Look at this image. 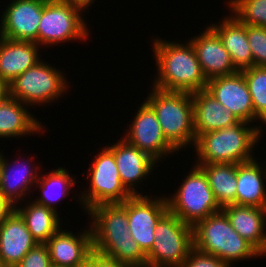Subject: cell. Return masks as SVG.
I'll list each match as a JSON object with an SVG mask.
<instances>
[{
    "label": "cell",
    "instance_id": "6da1fadb",
    "mask_svg": "<svg viewBox=\"0 0 266 267\" xmlns=\"http://www.w3.org/2000/svg\"><path fill=\"white\" fill-rule=\"evenodd\" d=\"M86 213L94 251L127 267H147V255L128 229L127 200L97 205Z\"/></svg>",
    "mask_w": 266,
    "mask_h": 267
},
{
    "label": "cell",
    "instance_id": "7a4b0ae2",
    "mask_svg": "<svg viewBox=\"0 0 266 267\" xmlns=\"http://www.w3.org/2000/svg\"><path fill=\"white\" fill-rule=\"evenodd\" d=\"M153 38L151 46L157 72L151 81L152 87L163 91L189 93L206 88L208 80L189 40L183 44L181 41L163 40L157 36Z\"/></svg>",
    "mask_w": 266,
    "mask_h": 267
},
{
    "label": "cell",
    "instance_id": "3957f363",
    "mask_svg": "<svg viewBox=\"0 0 266 267\" xmlns=\"http://www.w3.org/2000/svg\"><path fill=\"white\" fill-rule=\"evenodd\" d=\"M251 125L240 121L231 127L200 134L192 150L197 156L193 164H239L255 159L253 151L263 139L265 129Z\"/></svg>",
    "mask_w": 266,
    "mask_h": 267
},
{
    "label": "cell",
    "instance_id": "277c9868",
    "mask_svg": "<svg viewBox=\"0 0 266 267\" xmlns=\"http://www.w3.org/2000/svg\"><path fill=\"white\" fill-rule=\"evenodd\" d=\"M145 102L156 113L165 138L179 151L196 142L191 93L163 91L150 86Z\"/></svg>",
    "mask_w": 266,
    "mask_h": 267
},
{
    "label": "cell",
    "instance_id": "5b68a950",
    "mask_svg": "<svg viewBox=\"0 0 266 267\" xmlns=\"http://www.w3.org/2000/svg\"><path fill=\"white\" fill-rule=\"evenodd\" d=\"M193 247L203 253L217 256L230 267L241 260L263 257L233 229L222 210L193 226Z\"/></svg>",
    "mask_w": 266,
    "mask_h": 267
},
{
    "label": "cell",
    "instance_id": "8992f818",
    "mask_svg": "<svg viewBox=\"0 0 266 267\" xmlns=\"http://www.w3.org/2000/svg\"><path fill=\"white\" fill-rule=\"evenodd\" d=\"M61 71L42 59L9 83V96L30 107L52 105L70 87L66 73Z\"/></svg>",
    "mask_w": 266,
    "mask_h": 267
},
{
    "label": "cell",
    "instance_id": "52a82bcc",
    "mask_svg": "<svg viewBox=\"0 0 266 267\" xmlns=\"http://www.w3.org/2000/svg\"><path fill=\"white\" fill-rule=\"evenodd\" d=\"M176 189L175 194L166 196L168 211L192 227L222 209L209 186L207 176L198 165L192 166Z\"/></svg>",
    "mask_w": 266,
    "mask_h": 267
},
{
    "label": "cell",
    "instance_id": "ba28073f",
    "mask_svg": "<svg viewBox=\"0 0 266 267\" xmlns=\"http://www.w3.org/2000/svg\"><path fill=\"white\" fill-rule=\"evenodd\" d=\"M91 166V167H90ZM88 168V188L80 191L79 204L86 212L101 204L123 203L132 195L122 185L113 152L105 145Z\"/></svg>",
    "mask_w": 266,
    "mask_h": 267
},
{
    "label": "cell",
    "instance_id": "9c48e42d",
    "mask_svg": "<svg viewBox=\"0 0 266 267\" xmlns=\"http://www.w3.org/2000/svg\"><path fill=\"white\" fill-rule=\"evenodd\" d=\"M83 14L81 9L64 0H46L38 26L37 44L48 48L63 42L87 41L91 34Z\"/></svg>",
    "mask_w": 266,
    "mask_h": 267
},
{
    "label": "cell",
    "instance_id": "30bf717a",
    "mask_svg": "<svg viewBox=\"0 0 266 267\" xmlns=\"http://www.w3.org/2000/svg\"><path fill=\"white\" fill-rule=\"evenodd\" d=\"M147 267H181L193 248V227L169 211L155 227Z\"/></svg>",
    "mask_w": 266,
    "mask_h": 267
},
{
    "label": "cell",
    "instance_id": "8fae6325",
    "mask_svg": "<svg viewBox=\"0 0 266 267\" xmlns=\"http://www.w3.org/2000/svg\"><path fill=\"white\" fill-rule=\"evenodd\" d=\"M140 104L122 138L147 153L157 163L164 162L161 159L179 151L165 138L153 109L145 101Z\"/></svg>",
    "mask_w": 266,
    "mask_h": 267
},
{
    "label": "cell",
    "instance_id": "7c38bea8",
    "mask_svg": "<svg viewBox=\"0 0 266 267\" xmlns=\"http://www.w3.org/2000/svg\"><path fill=\"white\" fill-rule=\"evenodd\" d=\"M168 212L165 195H135L127 199L128 229L141 250L147 254L154 243L155 227Z\"/></svg>",
    "mask_w": 266,
    "mask_h": 267
},
{
    "label": "cell",
    "instance_id": "4fadbf2b",
    "mask_svg": "<svg viewBox=\"0 0 266 267\" xmlns=\"http://www.w3.org/2000/svg\"><path fill=\"white\" fill-rule=\"evenodd\" d=\"M0 18V37L37 44L38 26L46 0H9Z\"/></svg>",
    "mask_w": 266,
    "mask_h": 267
},
{
    "label": "cell",
    "instance_id": "5bb4252c",
    "mask_svg": "<svg viewBox=\"0 0 266 267\" xmlns=\"http://www.w3.org/2000/svg\"><path fill=\"white\" fill-rule=\"evenodd\" d=\"M205 90L230 109L239 121L258 124V120L263 123L254 113L252 98L241 71L209 79Z\"/></svg>",
    "mask_w": 266,
    "mask_h": 267
},
{
    "label": "cell",
    "instance_id": "9a60e30c",
    "mask_svg": "<svg viewBox=\"0 0 266 267\" xmlns=\"http://www.w3.org/2000/svg\"><path fill=\"white\" fill-rule=\"evenodd\" d=\"M106 146L114 154L116 166L125 189L132 196L143 195V192H139L138 187L142 182H146V179H150L149 177L158 167V163L147 153L127 143L122 136L113 145ZM137 188L138 190H136Z\"/></svg>",
    "mask_w": 266,
    "mask_h": 267
},
{
    "label": "cell",
    "instance_id": "2e32d148",
    "mask_svg": "<svg viewBox=\"0 0 266 267\" xmlns=\"http://www.w3.org/2000/svg\"><path fill=\"white\" fill-rule=\"evenodd\" d=\"M88 227V228H87ZM81 232L63 230L62 227L45 243L54 266L84 267L93 251L92 232L88 225Z\"/></svg>",
    "mask_w": 266,
    "mask_h": 267
},
{
    "label": "cell",
    "instance_id": "e0dca14e",
    "mask_svg": "<svg viewBox=\"0 0 266 267\" xmlns=\"http://www.w3.org/2000/svg\"><path fill=\"white\" fill-rule=\"evenodd\" d=\"M20 158L22 157L18 155L16 160L11 163L4 155L0 173V194L14 206H17L18 202H24L26 200L24 198L28 196L31 198L29 193H33L31 189L34 188V184L37 183L42 172L41 167H33L31 164L32 161H35L31 160L35 159V156H31L30 159L29 157L27 159Z\"/></svg>",
    "mask_w": 266,
    "mask_h": 267
},
{
    "label": "cell",
    "instance_id": "ac0fdd59",
    "mask_svg": "<svg viewBox=\"0 0 266 267\" xmlns=\"http://www.w3.org/2000/svg\"><path fill=\"white\" fill-rule=\"evenodd\" d=\"M205 30L199 35L188 39L196 52L197 59L207 80L231 75L238 70L232 63L228 50L217 33L210 27L205 26Z\"/></svg>",
    "mask_w": 266,
    "mask_h": 267
},
{
    "label": "cell",
    "instance_id": "d6986e66",
    "mask_svg": "<svg viewBox=\"0 0 266 267\" xmlns=\"http://www.w3.org/2000/svg\"><path fill=\"white\" fill-rule=\"evenodd\" d=\"M37 244L23 217L14 209L0 226V264L15 267Z\"/></svg>",
    "mask_w": 266,
    "mask_h": 267
},
{
    "label": "cell",
    "instance_id": "ffe728a7",
    "mask_svg": "<svg viewBox=\"0 0 266 267\" xmlns=\"http://www.w3.org/2000/svg\"><path fill=\"white\" fill-rule=\"evenodd\" d=\"M233 229L262 256H266V208L232 204L221 209Z\"/></svg>",
    "mask_w": 266,
    "mask_h": 267
},
{
    "label": "cell",
    "instance_id": "44dd1931",
    "mask_svg": "<svg viewBox=\"0 0 266 267\" xmlns=\"http://www.w3.org/2000/svg\"><path fill=\"white\" fill-rule=\"evenodd\" d=\"M28 107V108H27ZM30 106L12 97L0 102V139L31 136L35 133H46L47 129L30 113ZM46 131V132H45Z\"/></svg>",
    "mask_w": 266,
    "mask_h": 267
},
{
    "label": "cell",
    "instance_id": "7402d4cb",
    "mask_svg": "<svg viewBox=\"0 0 266 267\" xmlns=\"http://www.w3.org/2000/svg\"><path fill=\"white\" fill-rule=\"evenodd\" d=\"M40 46L31 41L0 37V78L8 84L41 61Z\"/></svg>",
    "mask_w": 266,
    "mask_h": 267
},
{
    "label": "cell",
    "instance_id": "603a6c76",
    "mask_svg": "<svg viewBox=\"0 0 266 267\" xmlns=\"http://www.w3.org/2000/svg\"><path fill=\"white\" fill-rule=\"evenodd\" d=\"M191 96L196 138L200 134L231 127L240 122L230 109L224 107L205 89L192 92Z\"/></svg>",
    "mask_w": 266,
    "mask_h": 267
},
{
    "label": "cell",
    "instance_id": "cb8c5ba5",
    "mask_svg": "<svg viewBox=\"0 0 266 267\" xmlns=\"http://www.w3.org/2000/svg\"><path fill=\"white\" fill-rule=\"evenodd\" d=\"M209 26L221 39L238 71L253 66V55L246 36V25L243 22L230 13L229 16L225 15L221 22L211 23Z\"/></svg>",
    "mask_w": 266,
    "mask_h": 267
},
{
    "label": "cell",
    "instance_id": "d4e9b609",
    "mask_svg": "<svg viewBox=\"0 0 266 267\" xmlns=\"http://www.w3.org/2000/svg\"><path fill=\"white\" fill-rule=\"evenodd\" d=\"M264 165L257 158L237 164L236 204L266 208V168Z\"/></svg>",
    "mask_w": 266,
    "mask_h": 267
},
{
    "label": "cell",
    "instance_id": "484cf974",
    "mask_svg": "<svg viewBox=\"0 0 266 267\" xmlns=\"http://www.w3.org/2000/svg\"><path fill=\"white\" fill-rule=\"evenodd\" d=\"M70 171L63 167H58L50 172L40 174L35 190L40 189L39 196L32 199L35 203L57 211V204L62 199H67L70 196V191L76 185V178L69 174ZM38 187V188H37ZM41 194V195H40ZM68 196V197H67ZM57 203V204H56Z\"/></svg>",
    "mask_w": 266,
    "mask_h": 267
},
{
    "label": "cell",
    "instance_id": "4316f807",
    "mask_svg": "<svg viewBox=\"0 0 266 267\" xmlns=\"http://www.w3.org/2000/svg\"><path fill=\"white\" fill-rule=\"evenodd\" d=\"M28 201L26 200L24 206L22 202L18 203L17 205L20 206H15V209L23 217L32 237L39 244H45L64 225L63 222H60L63 218H60L59 214L52 209L30 199Z\"/></svg>",
    "mask_w": 266,
    "mask_h": 267
},
{
    "label": "cell",
    "instance_id": "83f0119b",
    "mask_svg": "<svg viewBox=\"0 0 266 267\" xmlns=\"http://www.w3.org/2000/svg\"><path fill=\"white\" fill-rule=\"evenodd\" d=\"M205 173L215 199L222 208L236 204L237 164H195Z\"/></svg>",
    "mask_w": 266,
    "mask_h": 267
},
{
    "label": "cell",
    "instance_id": "f1b7e54d",
    "mask_svg": "<svg viewBox=\"0 0 266 267\" xmlns=\"http://www.w3.org/2000/svg\"><path fill=\"white\" fill-rule=\"evenodd\" d=\"M241 72L252 98L254 113L266 125V66H252Z\"/></svg>",
    "mask_w": 266,
    "mask_h": 267
},
{
    "label": "cell",
    "instance_id": "f546056e",
    "mask_svg": "<svg viewBox=\"0 0 266 267\" xmlns=\"http://www.w3.org/2000/svg\"><path fill=\"white\" fill-rule=\"evenodd\" d=\"M230 12L245 25L266 27V0H227Z\"/></svg>",
    "mask_w": 266,
    "mask_h": 267
},
{
    "label": "cell",
    "instance_id": "4dcf8cb0",
    "mask_svg": "<svg viewBox=\"0 0 266 267\" xmlns=\"http://www.w3.org/2000/svg\"><path fill=\"white\" fill-rule=\"evenodd\" d=\"M246 36L253 55V66H266V27L246 25Z\"/></svg>",
    "mask_w": 266,
    "mask_h": 267
},
{
    "label": "cell",
    "instance_id": "1f68e13d",
    "mask_svg": "<svg viewBox=\"0 0 266 267\" xmlns=\"http://www.w3.org/2000/svg\"><path fill=\"white\" fill-rule=\"evenodd\" d=\"M15 267H52L46 244H37Z\"/></svg>",
    "mask_w": 266,
    "mask_h": 267
},
{
    "label": "cell",
    "instance_id": "d6a6232c",
    "mask_svg": "<svg viewBox=\"0 0 266 267\" xmlns=\"http://www.w3.org/2000/svg\"><path fill=\"white\" fill-rule=\"evenodd\" d=\"M181 267H230L217 256L203 253L194 247L189 251Z\"/></svg>",
    "mask_w": 266,
    "mask_h": 267
},
{
    "label": "cell",
    "instance_id": "836d02e7",
    "mask_svg": "<svg viewBox=\"0 0 266 267\" xmlns=\"http://www.w3.org/2000/svg\"><path fill=\"white\" fill-rule=\"evenodd\" d=\"M84 267H127L115 259L104 256L96 251H92Z\"/></svg>",
    "mask_w": 266,
    "mask_h": 267
},
{
    "label": "cell",
    "instance_id": "e575fe53",
    "mask_svg": "<svg viewBox=\"0 0 266 267\" xmlns=\"http://www.w3.org/2000/svg\"><path fill=\"white\" fill-rule=\"evenodd\" d=\"M14 209L15 206L0 194V226L6 221Z\"/></svg>",
    "mask_w": 266,
    "mask_h": 267
},
{
    "label": "cell",
    "instance_id": "d590c367",
    "mask_svg": "<svg viewBox=\"0 0 266 267\" xmlns=\"http://www.w3.org/2000/svg\"><path fill=\"white\" fill-rule=\"evenodd\" d=\"M67 3H70L72 6L78 7L82 11H86L87 14L88 7H92V4L96 2V0H64ZM91 5V6H90Z\"/></svg>",
    "mask_w": 266,
    "mask_h": 267
},
{
    "label": "cell",
    "instance_id": "8d00e7d4",
    "mask_svg": "<svg viewBox=\"0 0 266 267\" xmlns=\"http://www.w3.org/2000/svg\"><path fill=\"white\" fill-rule=\"evenodd\" d=\"M9 97V84L0 78V102Z\"/></svg>",
    "mask_w": 266,
    "mask_h": 267
},
{
    "label": "cell",
    "instance_id": "74e56055",
    "mask_svg": "<svg viewBox=\"0 0 266 267\" xmlns=\"http://www.w3.org/2000/svg\"><path fill=\"white\" fill-rule=\"evenodd\" d=\"M3 159H4V153H3V151H1L0 152V173H1V167H2Z\"/></svg>",
    "mask_w": 266,
    "mask_h": 267
},
{
    "label": "cell",
    "instance_id": "f35d334b",
    "mask_svg": "<svg viewBox=\"0 0 266 267\" xmlns=\"http://www.w3.org/2000/svg\"><path fill=\"white\" fill-rule=\"evenodd\" d=\"M0 267H9V266H6V265H3V264H0Z\"/></svg>",
    "mask_w": 266,
    "mask_h": 267
}]
</instances>
